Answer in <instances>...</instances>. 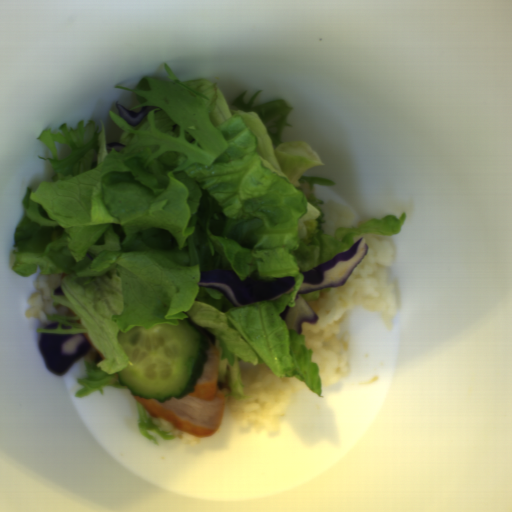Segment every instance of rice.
Returning <instances> with one entry per match:
<instances>
[{
    "instance_id": "4",
    "label": "rice",
    "mask_w": 512,
    "mask_h": 512,
    "mask_svg": "<svg viewBox=\"0 0 512 512\" xmlns=\"http://www.w3.org/2000/svg\"><path fill=\"white\" fill-rule=\"evenodd\" d=\"M324 201V200H323ZM325 214V222L323 224V230L330 236H334L339 227L354 228L355 214L351 208H349L343 202L338 201H324L322 206Z\"/></svg>"
},
{
    "instance_id": "3",
    "label": "rice",
    "mask_w": 512,
    "mask_h": 512,
    "mask_svg": "<svg viewBox=\"0 0 512 512\" xmlns=\"http://www.w3.org/2000/svg\"><path fill=\"white\" fill-rule=\"evenodd\" d=\"M67 274L65 273H40L36 288L30 293L27 301L28 305L24 308L27 317H32L43 326L53 323L48 319L49 314H60L76 317L74 312L63 305H52V295L57 287H61L62 281Z\"/></svg>"
},
{
    "instance_id": "5",
    "label": "rice",
    "mask_w": 512,
    "mask_h": 512,
    "mask_svg": "<svg viewBox=\"0 0 512 512\" xmlns=\"http://www.w3.org/2000/svg\"><path fill=\"white\" fill-rule=\"evenodd\" d=\"M152 420L153 423H155L162 432H170L174 436L173 439L187 442L191 445H198L200 442V437L193 436L176 428L173 424L161 416H153Z\"/></svg>"
},
{
    "instance_id": "1",
    "label": "rice",
    "mask_w": 512,
    "mask_h": 512,
    "mask_svg": "<svg viewBox=\"0 0 512 512\" xmlns=\"http://www.w3.org/2000/svg\"><path fill=\"white\" fill-rule=\"evenodd\" d=\"M365 238L367 255L341 286L320 292L319 298L306 301L317 315L315 323L301 322L307 349L313 350L312 362L318 367L320 385L338 382L351 373L347 338L342 336L341 320L348 308L377 314L393 326L399 301L389 268L394 266L396 250L389 236L360 234L353 245Z\"/></svg>"
},
{
    "instance_id": "2",
    "label": "rice",
    "mask_w": 512,
    "mask_h": 512,
    "mask_svg": "<svg viewBox=\"0 0 512 512\" xmlns=\"http://www.w3.org/2000/svg\"><path fill=\"white\" fill-rule=\"evenodd\" d=\"M245 394L251 398L235 399L228 395V382H218L223 392V412L238 424L254 430L275 433L298 391L306 384L292 376L276 377L264 364L238 363Z\"/></svg>"
}]
</instances>
